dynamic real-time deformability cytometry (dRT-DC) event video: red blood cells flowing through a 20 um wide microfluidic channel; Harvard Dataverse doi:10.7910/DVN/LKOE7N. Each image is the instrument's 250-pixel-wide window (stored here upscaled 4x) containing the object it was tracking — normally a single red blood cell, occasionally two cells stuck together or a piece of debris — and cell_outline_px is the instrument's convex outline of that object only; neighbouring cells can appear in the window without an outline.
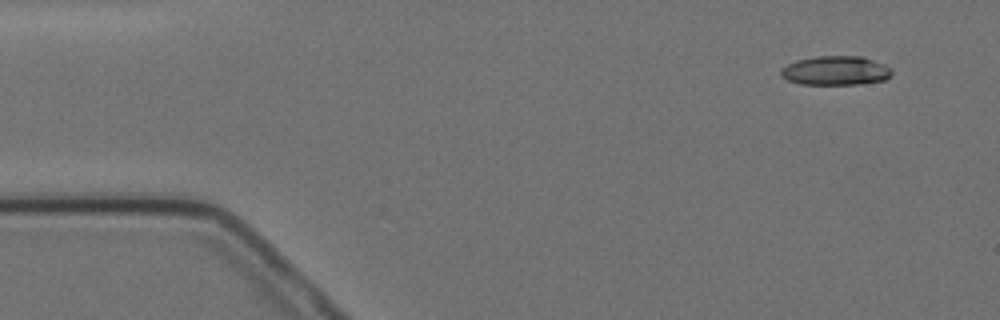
{"species": "Egyptian fruit bat (a non-hibernating species)", "species_latin": "Rousettus aegyptiacus", "temperature_condition": "cold", "stored_images_in_passage": 4, "camera_frame_rate_fps": 3000, "um_per_image_px": 0.085, "animal": {"sex": "female"}, "frame": {"image": 1, "passage_image": 1, "time_ms": 0.0, "image_size_px": [1000, 320], "cell_outline_px": [[892, 72], [884, 80], [860, 84], [800, 84], [788, 80], [780, 76], [780, 68], [796, 60], [816, 56], [864, 56], [884, 64], [892, 68]], "centroid_in_image_um": [71.01, 5.99], "position_along_channel_um": 14.0, "area_um2": 18.96}}